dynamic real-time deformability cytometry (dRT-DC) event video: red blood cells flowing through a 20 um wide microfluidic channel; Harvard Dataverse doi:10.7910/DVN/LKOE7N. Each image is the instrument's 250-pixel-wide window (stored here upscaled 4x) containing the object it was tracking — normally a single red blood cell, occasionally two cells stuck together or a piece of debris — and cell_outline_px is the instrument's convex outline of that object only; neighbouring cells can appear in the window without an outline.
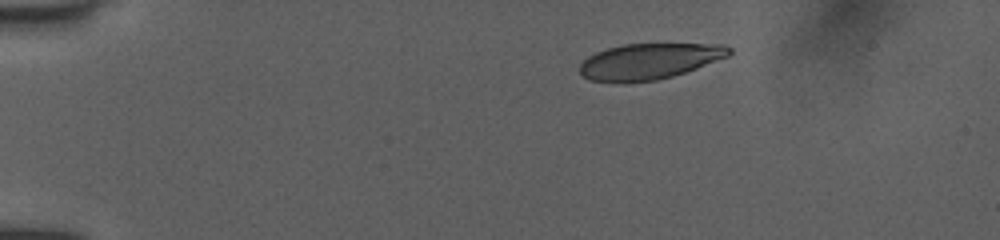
{"species": "human", "species_latin": "Homo sapiens", "temperature_condition": "room temperature", "stored_images_in_passage": 43, "camera_frame_rate_fps": 3000, "um_per_image_px": 0.085, "donor": {"sex": "female"}, "frame": {"image": 1, "passage_image": 1, "time_ms": 0.0, "image_size_px": [1000, 240], "cell_outline_px": [[732, 52], [728, 56], [696, 68], [672, 76], [656, 80], [624, 84], [588, 80], [580, 76], [580, 64], [588, 56], [596, 52], [608, 48], [624, 44], [724, 44], [732, 48]], "centroid_in_image_um": [55.14, 5.23], "position_along_channel_um": 29.9, "area_um2": 31.5}}
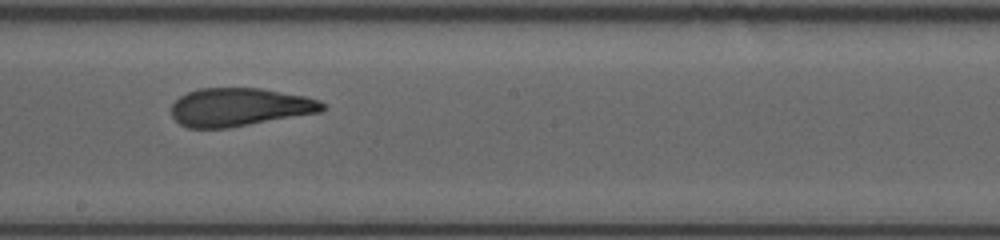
{"frame": {"image": 2, "passage_image": 22, "time_ms": 7.0, "image_size_px": [1000, 240], "cell_outline_px": [[328, 108], [320, 112], [228, 128], [188, 128], [180, 124], [172, 116], [172, 104], [180, 96], [188, 92], [200, 88], [260, 88], [304, 96], [320, 100], [328, 104]], "centroid_in_image_um": [20.39, 9.1], "position_along_channel_um": 227.8, "area_um2": 33.7}}
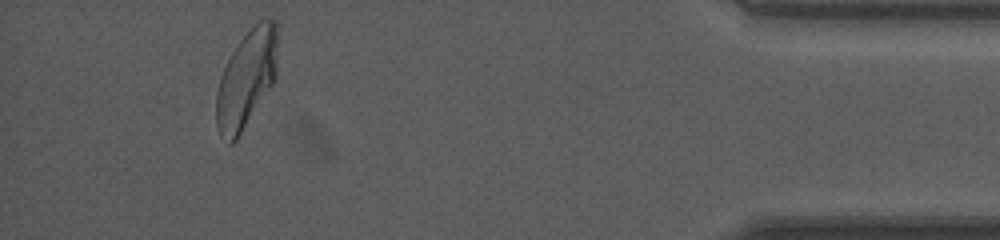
{"frame": {"image": 3, "passage_image": 40, "time_ms": 13.0, "image_size_px": [1000, 240], "cell_outline_px": [[276, 80], [236, 140], [232, 144], [228, 144], [220, 136], [216, 128], [216, 92], [220, 76], [232, 52], [240, 40], [260, 20], [276, 20]], "centroid_in_image_um": [20.92, 6.78], "position_along_channel_um": 414.3, "area_um2": 34.68}, "authors_computed_cell_mechanics": {"area_um2": 34.6222, "velocity_mm_per_s": 3.9787, "shape_relaxation_time_tau1_ms": null, "shape_relaxation_time_tau2_ms": 1.2026, "deformation_change_tau1": null, "deformation_change_tau2": 0.0892}}